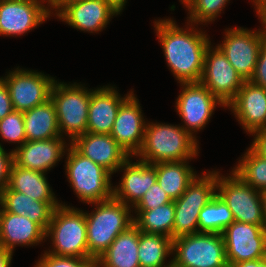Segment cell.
Listing matches in <instances>:
<instances>
[{
  "instance_id": "cell-1",
  "label": "cell",
  "mask_w": 266,
  "mask_h": 267,
  "mask_svg": "<svg viewBox=\"0 0 266 267\" xmlns=\"http://www.w3.org/2000/svg\"><path fill=\"white\" fill-rule=\"evenodd\" d=\"M187 25L190 28H180L171 18L154 21L168 67L179 83L201 80L205 51L211 43L205 32L188 21Z\"/></svg>"
},
{
  "instance_id": "cell-2",
  "label": "cell",
  "mask_w": 266,
  "mask_h": 267,
  "mask_svg": "<svg viewBox=\"0 0 266 267\" xmlns=\"http://www.w3.org/2000/svg\"><path fill=\"white\" fill-rule=\"evenodd\" d=\"M197 142L182 125L149 122L146 124L143 145L136 156L149 164L191 161L198 155Z\"/></svg>"
},
{
  "instance_id": "cell-3",
  "label": "cell",
  "mask_w": 266,
  "mask_h": 267,
  "mask_svg": "<svg viewBox=\"0 0 266 267\" xmlns=\"http://www.w3.org/2000/svg\"><path fill=\"white\" fill-rule=\"evenodd\" d=\"M91 213L85 212L89 254L97 260L115 238L134 224L131 206L114 197L100 201Z\"/></svg>"
},
{
  "instance_id": "cell-4",
  "label": "cell",
  "mask_w": 266,
  "mask_h": 267,
  "mask_svg": "<svg viewBox=\"0 0 266 267\" xmlns=\"http://www.w3.org/2000/svg\"><path fill=\"white\" fill-rule=\"evenodd\" d=\"M45 237L52 239L53 248L47 253L94 259L88 252L86 218L83 210L60 204L53 210Z\"/></svg>"
},
{
  "instance_id": "cell-5",
  "label": "cell",
  "mask_w": 266,
  "mask_h": 267,
  "mask_svg": "<svg viewBox=\"0 0 266 267\" xmlns=\"http://www.w3.org/2000/svg\"><path fill=\"white\" fill-rule=\"evenodd\" d=\"M66 151L68 152H65L67 154L66 175L77 197L87 204L112 198L113 185L110 181L112 174L91 159L84 157L70 143Z\"/></svg>"
},
{
  "instance_id": "cell-6",
  "label": "cell",
  "mask_w": 266,
  "mask_h": 267,
  "mask_svg": "<svg viewBox=\"0 0 266 267\" xmlns=\"http://www.w3.org/2000/svg\"><path fill=\"white\" fill-rule=\"evenodd\" d=\"M50 99L55 105L60 135L70 138L72 143L87 132L88 107L91 89L80 84H65L55 80Z\"/></svg>"
},
{
  "instance_id": "cell-7",
  "label": "cell",
  "mask_w": 266,
  "mask_h": 267,
  "mask_svg": "<svg viewBox=\"0 0 266 267\" xmlns=\"http://www.w3.org/2000/svg\"><path fill=\"white\" fill-rule=\"evenodd\" d=\"M172 252V267H229L222 233L180 236L173 239Z\"/></svg>"
},
{
  "instance_id": "cell-8",
  "label": "cell",
  "mask_w": 266,
  "mask_h": 267,
  "mask_svg": "<svg viewBox=\"0 0 266 267\" xmlns=\"http://www.w3.org/2000/svg\"><path fill=\"white\" fill-rule=\"evenodd\" d=\"M217 171L196 176L185 192L174 200L173 239L198 233V219L202 208L216 195Z\"/></svg>"
},
{
  "instance_id": "cell-9",
  "label": "cell",
  "mask_w": 266,
  "mask_h": 267,
  "mask_svg": "<svg viewBox=\"0 0 266 267\" xmlns=\"http://www.w3.org/2000/svg\"><path fill=\"white\" fill-rule=\"evenodd\" d=\"M217 171L216 194L231 210L234 221L265 225L261 191L245 183L233 171L230 176H220Z\"/></svg>"
},
{
  "instance_id": "cell-10",
  "label": "cell",
  "mask_w": 266,
  "mask_h": 267,
  "mask_svg": "<svg viewBox=\"0 0 266 267\" xmlns=\"http://www.w3.org/2000/svg\"><path fill=\"white\" fill-rule=\"evenodd\" d=\"M212 48L210 43L205 51L203 73L199 82L227 108L245 80L217 46Z\"/></svg>"
},
{
  "instance_id": "cell-11",
  "label": "cell",
  "mask_w": 266,
  "mask_h": 267,
  "mask_svg": "<svg viewBox=\"0 0 266 267\" xmlns=\"http://www.w3.org/2000/svg\"><path fill=\"white\" fill-rule=\"evenodd\" d=\"M265 39L262 29L252 31L243 27L228 28L223 43L217 47L237 73L249 81L254 75L259 50Z\"/></svg>"
},
{
  "instance_id": "cell-12",
  "label": "cell",
  "mask_w": 266,
  "mask_h": 267,
  "mask_svg": "<svg viewBox=\"0 0 266 267\" xmlns=\"http://www.w3.org/2000/svg\"><path fill=\"white\" fill-rule=\"evenodd\" d=\"M6 84L13 110L27 111L50 99L55 78L44 73L16 68L0 77Z\"/></svg>"
},
{
  "instance_id": "cell-13",
  "label": "cell",
  "mask_w": 266,
  "mask_h": 267,
  "mask_svg": "<svg viewBox=\"0 0 266 267\" xmlns=\"http://www.w3.org/2000/svg\"><path fill=\"white\" fill-rule=\"evenodd\" d=\"M180 85L182 92L177 98L175 108L184 122L182 128L196 139L194 132L203 129L209 122L216 104L225 106L200 82Z\"/></svg>"
},
{
  "instance_id": "cell-14",
  "label": "cell",
  "mask_w": 266,
  "mask_h": 267,
  "mask_svg": "<svg viewBox=\"0 0 266 267\" xmlns=\"http://www.w3.org/2000/svg\"><path fill=\"white\" fill-rule=\"evenodd\" d=\"M227 264L265 257L266 226L234 221L222 232Z\"/></svg>"
},
{
  "instance_id": "cell-15",
  "label": "cell",
  "mask_w": 266,
  "mask_h": 267,
  "mask_svg": "<svg viewBox=\"0 0 266 267\" xmlns=\"http://www.w3.org/2000/svg\"><path fill=\"white\" fill-rule=\"evenodd\" d=\"M44 2L47 0L1 1L0 35L21 36L50 18L49 8Z\"/></svg>"
},
{
  "instance_id": "cell-16",
  "label": "cell",
  "mask_w": 266,
  "mask_h": 267,
  "mask_svg": "<svg viewBox=\"0 0 266 267\" xmlns=\"http://www.w3.org/2000/svg\"><path fill=\"white\" fill-rule=\"evenodd\" d=\"M146 124L139 101L132 92L121 103L110 135L131 157H136L143 145Z\"/></svg>"
},
{
  "instance_id": "cell-17",
  "label": "cell",
  "mask_w": 266,
  "mask_h": 267,
  "mask_svg": "<svg viewBox=\"0 0 266 267\" xmlns=\"http://www.w3.org/2000/svg\"><path fill=\"white\" fill-rule=\"evenodd\" d=\"M80 154L105 168L111 174L131 156L111 137L110 134L86 132L70 143Z\"/></svg>"
},
{
  "instance_id": "cell-18",
  "label": "cell",
  "mask_w": 266,
  "mask_h": 267,
  "mask_svg": "<svg viewBox=\"0 0 266 267\" xmlns=\"http://www.w3.org/2000/svg\"><path fill=\"white\" fill-rule=\"evenodd\" d=\"M249 134L266 128V88L244 81L235 99L227 106Z\"/></svg>"
},
{
  "instance_id": "cell-19",
  "label": "cell",
  "mask_w": 266,
  "mask_h": 267,
  "mask_svg": "<svg viewBox=\"0 0 266 267\" xmlns=\"http://www.w3.org/2000/svg\"><path fill=\"white\" fill-rule=\"evenodd\" d=\"M62 138L26 141L13 150L14 163L20 168L46 173L65 155L67 145Z\"/></svg>"
},
{
  "instance_id": "cell-20",
  "label": "cell",
  "mask_w": 266,
  "mask_h": 267,
  "mask_svg": "<svg viewBox=\"0 0 266 267\" xmlns=\"http://www.w3.org/2000/svg\"><path fill=\"white\" fill-rule=\"evenodd\" d=\"M118 14L105 0H83L67 5L57 17L73 28L93 33L102 31Z\"/></svg>"
},
{
  "instance_id": "cell-21",
  "label": "cell",
  "mask_w": 266,
  "mask_h": 267,
  "mask_svg": "<svg viewBox=\"0 0 266 267\" xmlns=\"http://www.w3.org/2000/svg\"><path fill=\"white\" fill-rule=\"evenodd\" d=\"M138 161V162H137ZM128 159L119 169L124 170L121 182L113 187V197L125 205L134 207L146 191L157 182L152 164Z\"/></svg>"
},
{
  "instance_id": "cell-22",
  "label": "cell",
  "mask_w": 266,
  "mask_h": 267,
  "mask_svg": "<svg viewBox=\"0 0 266 267\" xmlns=\"http://www.w3.org/2000/svg\"><path fill=\"white\" fill-rule=\"evenodd\" d=\"M116 87L103 86L91 90L88 107L87 132L110 134L121 103L133 92L121 97Z\"/></svg>"
},
{
  "instance_id": "cell-23",
  "label": "cell",
  "mask_w": 266,
  "mask_h": 267,
  "mask_svg": "<svg viewBox=\"0 0 266 267\" xmlns=\"http://www.w3.org/2000/svg\"><path fill=\"white\" fill-rule=\"evenodd\" d=\"M45 239V231L36 222L25 216L0 212V247L13 252L16 245H37Z\"/></svg>"
},
{
  "instance_id": "cell-24",
  "label": "cell",
  "mask_w": 266,
  "mask_h": 267,
  "mask_svg": "<svg viewBox=\"0 0 266 267\" xmlns=\"http://www.w3.org/2000/svg\"><path fill=\"white\" fill-rule=\"evenodd\" d=\"M139 229L133 224L121 232L95 261V267H140Z\"/></svg>"
},
{
  "instance_id": "cell-25",
  "label": "cell",
  "mask_w": 266,
  "mask_h": 267,
  "mask_svg": "<svg viewBox=\"0 0 266 267\" xmlns=\"http://www.w3.org/2000/svg\"><path fill=\"white\" fill-rule=\"evenodd\" d=\"M53 210L47 202L34 200L9 187L0 192V212L25 216L36 222L45 232L50 224Z\"/></svg>"
},
{
  "instance_id": "cell-26",
  "label": "cell",
  "mask_w": 266,
  "mask_h": 267,
  "mask_svg": "<svg viewBox=\"0 0 266 267\" xmlns=\"http://www.w3.org/2000/svg\"><path fill=\"white\" fill-rule=\"evenodd\" d=\"M45 176L46 173L20 168L13 163L8 187L34 200L47 202L55 209L61 203L57 201Z\"/></svg>"
},
{
  "instance_id": "cell-27",
  "label": "cell",
  "mask_w": 266,
  "mask_h": 267,
  "mask_svg": "<svg viewBox=\"0 0 266 267\" xmlns=\"http://www.w3.org/2000/svg\"><path fill=\"white\" fill-rule=\"evenodd\" d=\"M26 141L48 140L62 137L56 108L51 99L23 112Z\"/></svg>"
},
{
  "instance_id": "cell-28",
  "label": "cell",
  "mask_w": 266,
  "mask_h": 267,
  "mask_svg": "<svg viewBox=\"0 0 266 267\" xmlns=\"http://www.w3.org/2000/svg\"><path fill=\"white\" fill-rule=\"evenodd\" d=\"M187 161L152 164L156 169L158 184L173 201L185 192L187 186L197 176Z\"/></svg>"
},
{
  "instance_id": "cell-29",
  "label": "cell",
  "mask_w": 266,
  "mask_h": 267,
  "mask_svg": "<svg viewBox=\"0 0 266 267\" xmlns=\"http://www.w3.org/2000/svg\"><path fill=\"white\" fill-rule=\"evenodd\" d=\"M173 239L161 234H148L139 230L138 257L140 267H172Z\"/></svg>"
},
{
  "instance_id": "cell-30",
  "label": "cell",
  "mask_w": 266,
  "mask_h": 267,
  "mask_svg": "<svg viewBox=\"0 0 266 267\" xmlns=\"http://www.w3.org/2000/svg\"><path fill=\"white\" fill-rule=\"evenodd\" d=\"M174 213L173 200L155 209L135 210L134 224L143 233L161 234L173 239Z\"/></svg>"
},
{
  "instance_id": "cell-31",
  "label": "cell",
  "mask_w": 266,
  "mask_h": 267,
  "mask_svg": "<svg viewBox=\"0 0 266 267\" xmlns=\"http://www.w3.org/2000/svg\"><path fill=\"white\" fill-rule=\"evenodd\" d=\"M234 218L226 203L216 194L200 211L198 231L205 233H222Z\"/></svg>"
},
{
  "instance_id": "cell-32",
  "label": "cell",
  "mask_w": 266,
  "mask_h": 267,
  "mask_svg": "<svg viewBox=\"0 0 266 267\" xmlns=\"http://www.w3.org/2000/svg\"><path fill=\"white\" fill-rule=\"evenodd\" d=\"M246 151L232 171L245 183L262 192L266 189V159L251 147Z\"/></svg>"
},
{
  "instance_id": "cell-33",
  "label": "cell",
  "mask_w": 266,
  "mask_h": 267,
  "mask_svg": "<svg viewBox=\"0 0 266 267\" xmlns=\"http://www.w3.org/2000/svg\"><path fill=\"white\" fill-rule=\"evenodd\" d=\"M230 0H195V2L188 9L189 22L194 24H207L215 21L219 13L223 11L225 5Z\"/></svg>"
},
{
  "instance_id": "cell-34",
  "label": "cell",
  "mask_w": 266,
  "mask_h": 267,
  "mask_svg": "<svg viewBox=\"0 0 266 267\" xmlns=\"http://www.w3.org/2000/svg\"><path fill=\"white\" fill-rule=\"evenodd\" d=\"M0 136L4 141L18 143L17 147L26 142L23 112L13 110L0 120Z\"/></svg>"
},
{
  "instance_id": "cell-35",
  "label": "cell",
  "mask_w": 266,
  "mask_h": 267,
  "mask_svg": "<svg viewBox=\"0 0 266 267\" xmlns=\"http://www.w3.org/2000/svg\"><path fill=\"white\" fill-rule=\"evenodd\" d=\"M95 259L55 256L46 251L35 267H95Z\"/></svg>"
},
{
  "instance_id": "cell-36",
  "label": "cell",
  "mask_w": 266,
  "mask_h": 267,
  "mask_svg": "<svg viewBox=\"0 0 266 267\" xmlns=\"http://www.w3.org/2000/svg\"><path fill=\"white\" fill-rule=\"evenodd\" d=\"M171 198L160 187L158 182L153 184L134 206L135 210H150L171 202Z\"/></svg>"
},
{
  "instance_id": "cell-37",
  "label": "cell",
  "mask_w": 266,
  "mask_h": 267,
  "mask_svg": "<svg viewBox=\"0 0 266 267\" xmlns=\"http://www.w3.org/2000/svg\"><path fill=\"white\" fill-rule=\"evenodd\" d=\"M13 163V149L7 153L0 143V192L9 185L10 171Z\"/></svg>"
},
{
  "instance_id": "cell-38",
  "label": "cell",
  "mask_w": 266,
  "mask_h": 267,
  "mask_svg": "<svg viewBox=\"0 0 266 267\" xmlns=\"http://www.w3.org/2000/svg\"><path fill=\"white\" fill-rule=\"evenodd\" d=\"M250 81L255 85L266 88V39L260 47L254 75Z\"/></svg>"
},
{
  "instance_id": "cell-39",
  "label": "cell",
  "mask_w": 266,
  "mask_h": 267,
  "mask_svg": "<svg viewBox=\"0 0 266 267\" xmlns=\"http://www.w3.org/2000/svg\"><path fill=\"white\" fill-rule=\"evenodd\" d=\"M13 111L11 97L5 82L0 78V120Z\"/></svg>"
},
{
  "instance_id": "cell-40",
  "label": "cell",
  "mask_w": 266,
  "mask_h": 267,
  "mask_svg": "<svg viewBox=\"0 0 266 267\" xmlns=\"http://www.w3.org/2000/svg\"><path fill=\"white\" fill-rule=\"evenodd\" d=\"M253 135L254 139L250 147L262 158L266 159V128L254 132Z\"/></svg>"
},
{
  "instance_id": "cell-41",
  "label": "cell",
  "mask_w": 266,
  "mask_h": 267,
  "mask_svg": "<svg viewBox=\"0 0 266 267\" xmlns=\"http://www.w3.org/2000/svg\"><path fill=\"white\" fill-rule=\"evenodd\" d=\"M81 1L83 0H47V3L49 4L48 7H50V14H53L51 10L55 9L56 13L54 15L57 16L67 5H71L73 3Z\"/></svg>"
},
{
  "instance_id": "cell-42",
  "label": "cell",
  "mask_w": 266,
  "mask_h": 267,
  "mask_svg": "<svg viewBox=\"0 0 266 267\" xmlns=\"http://www.w3.org/2000/svg\"><path fill=\"white\" fill-rule=\"evenodd\" d=\"M229 267H266V260L262 258L251 261H243L240 263L229 265Z\"/></svg>"
},
{
  "instance_id": "cell-43",
  "label": "cell",
  "mask_w": 266,
  "mask_h": 267,
  "mask_svg": "<svg viewBox=\"0 0 266 267\" xmlns=\"http://www.w3.org/2000/svg\"><path fill=\"white\" fill-rule=\"evenodd\" d=\"M13 252L0 247V267H10Z\"/></svg>"
},
{
  "instance_id": "cell-44",
  "label": "cell",
  "mask_w": 266,
  "mask_h": 267,
  "mask_svg": "<svg viewBox=\"0 0 266 267\" xmlns=\"http://www.w3.org/2000/svg\"><path fill=\"white\" fill-rule=\"evenodd\" d=\"M105 1L119 13L122 12L127 2L126 0H105Z\"/></svg>"
},
{
  "instance_id": "cell-45",
  "label": "cell",
  "mask_w": 266,
  "mask_h": 267,
  "mask_svg": "<svg viewBox=\"0 0 266 267\" xmlns=\"http://www.w3.org/2000/svg\"><path fill=\"white\" fill-rule=\"evenodd\" d=\"M257 15L261 19L260 21L263 26L262 30L266 38V4L257 11Z\"/></svg>"
},
{
  "instance_id": "cell-46",
  "label": "cell",
  "mask_w": 266,
  "mask_h": 267,
  "mask_svg": "<svg viewBox=\"0 0 266 267\" xmlns=\"http://www.w3.org/2000/svg\"><path fill=\"white\" fill-rule=\"evenodd\" d=\"M262 196V206H263V213H264V222L266 226V189L261 192Z\"/></svg>"
},
{
  "instance_id": "cell-47",
  "label": "cell",
  "mask_w": 266,
  "mask_h": 267,
  "mask_svg": "<svg viewBox=\"0 0 266 267\" xmlns=\"http://www.w3.org/2000/svg\"><path fill=\"white\" fill-rule=\"evenodd\" d=\"M252 2L255 4L256 12L266 4V0H252Z\"/></svg>"
},
{
  "instance_id": "cell-48",
  "label": "cell",
  "mask_w": 266,
  "mask_h": 267,
  "mask_svg": "<svg viewBox=\"0 0 266 267\" xmlns=\"http://www.w3.org/2000/svg\"><path fill=\"white\" fill-rule=\"evenodd\" d=\"M179 1H181L184 7H186L187 9H189L191 5L195 2V0H179Z\"/></svg>"
},
{
  "instance_id": "cell-49",
  "label": "cell",
  "mask_w": 266,
  "mask_h": 267,
  "mask_svg": "<svg viewBox=\"0 0 266 267\" xmlns=\"http://www.w3.org/2000/svg\"><path fill=\"white\" fill-rule=\"evenodd\" d=\"M264 259L266 260V243H265V257H264Z\"/></svg>"
}]
</instances>
